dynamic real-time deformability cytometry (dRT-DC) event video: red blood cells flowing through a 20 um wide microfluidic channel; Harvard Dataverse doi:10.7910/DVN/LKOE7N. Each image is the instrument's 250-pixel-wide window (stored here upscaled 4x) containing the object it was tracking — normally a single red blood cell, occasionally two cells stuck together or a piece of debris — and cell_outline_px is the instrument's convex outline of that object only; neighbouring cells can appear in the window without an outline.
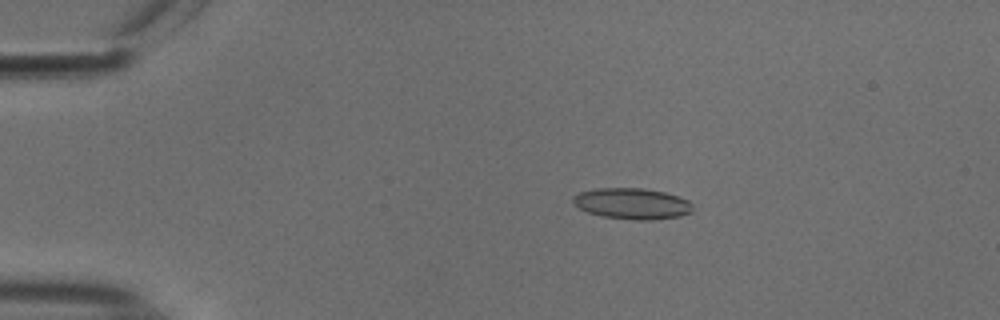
{"species": "common noctule bat (a hibernating species)", "species_latin": "Nyctalus noctula", "temperature_condition": "cold", "stored_images_in_passage": 54, "camera_frame_rate_fps": 3000, "um_per_image_px": 0.085, "animal": {"sex": "male", "body_mass_g": 18.8}, "frame": {"image": 1, "passage_image": 11, "time_ms": 3.333, "image_size_px": [1000, 320], "cell_outline_px": [[692, 212], [680, 216], [652, 220], [632, 220], [604, 216], [588, 212], [572, 204], [572, 196], [580, 192], [596, 188], [644, 188], [664, 192], [688, 200], [692, 204]], "centroid_in_image_um": [53.71, 17.3], "position_along_channel_um": 31.3, "area_um2": 21.68}}
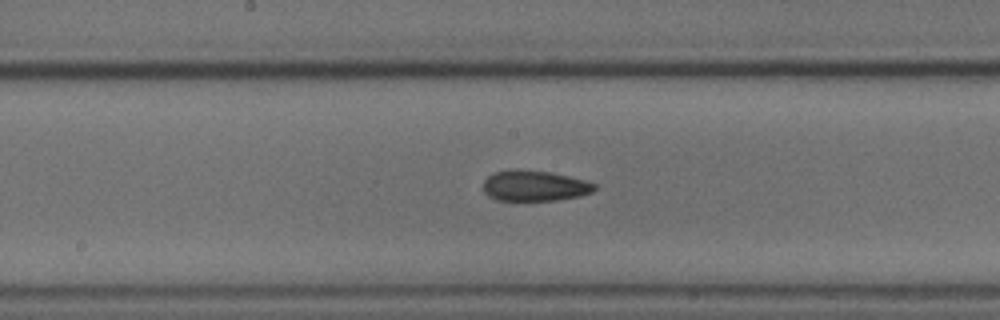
{"frame": {"image": 2, "passage_image": 29, "time_ms": 9.333, "image_size_px": [1000, 320], "cell_outline_px": [[596, 188], [592, 192], [580, 196], [556, 200], [496, 200], [488, 196], [484, 192], [484, 180], [488, 176], [496, 172], [548, 172], [568, 176], [584, 180], [596, 184]], "centroid_in_image_um": [45.47, 15.84], "position_along_channel_um": 202.7, "area_um2": 19.07}}
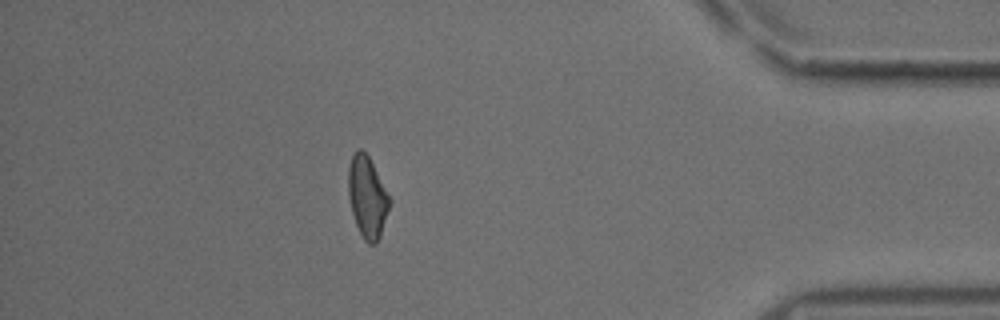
{"frame": {"image": 3, "passage_image": 48, "time_ms": 15.667, "image_size_px": [1000, 320], "cell_outline_px": [[392, 200], [380, 236], [376, 244], [368, 244], [364, 240], [356, 224], [352, 212], [348, 196], [348, 168], [352, 156], [356, 148], [360, 148], [368, 156]], "centroid_in_image_um": [31.22, 16.75], "position_along_channel_um": 404.0, "area_um2": 19.54}, "authors_computed_cell_mechanics": {"area_um2": 20.1144, "velocity_mm_per_s": 3.7841, "shape_relaxation_time_tau1_ms": null, "shape_relaxation_time_tau2_ms": 5.6829, "deformation_change_tau1": null, "deformation_change_tau2": 0.1112}}